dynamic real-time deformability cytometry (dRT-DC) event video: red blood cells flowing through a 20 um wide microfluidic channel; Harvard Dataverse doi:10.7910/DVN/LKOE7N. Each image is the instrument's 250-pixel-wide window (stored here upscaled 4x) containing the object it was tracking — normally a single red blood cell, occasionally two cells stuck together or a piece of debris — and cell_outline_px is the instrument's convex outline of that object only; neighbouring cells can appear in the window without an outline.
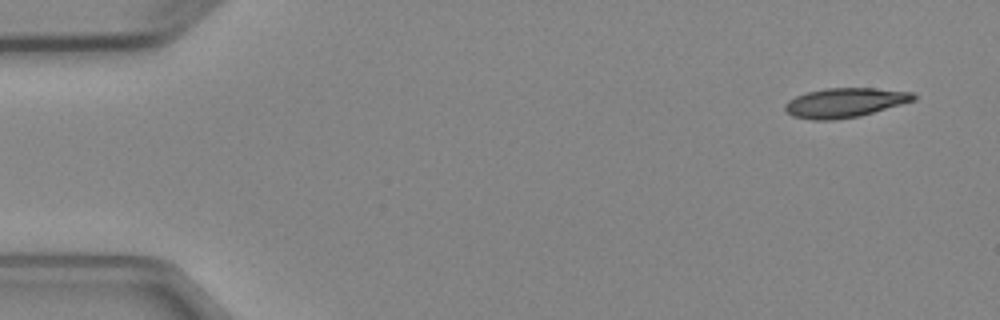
{"species": "Egyptian fruit bat (a non-hibernating species)", "species_latin": "Rousettus aegyptiacus", "temperature_condition": "cold", "stored_images_in_passage": 6, "camera_frame_rate_fps": 3000, "um_per_image_px": 0.085, "animal": {"sex": "female"}, "frame": {"image": 1, "passage_image": 1, "time_ms": 0.0, "image_size_px": [1000, 320], "cell_outline_px": [[916, 100], [860, 116], [832, 120], [812, 120], [792, 116], [784, 112], [784, 104], [788, 100], [796, 96], [808, 92], [824, 88], [872, 88], [912, 92], [916, 96]], "centroid_in_image_um": [71.77, 8.73], "position_along_channel_um": 13.2, "area_um2": 22.14}}
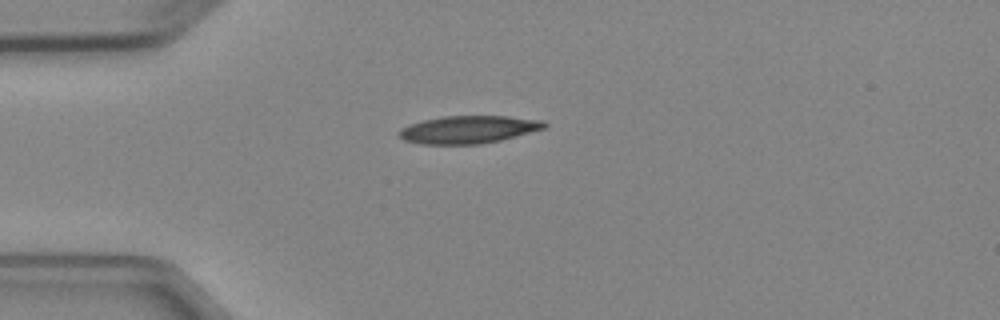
{"frame": {"image": 2, "passage_image": 4, "time_ms": 3.333, "image_size_px": [1000, 320], "cell_outline_px": [[548, 128], [500, 140], [480, 144], [420, 144], [404, 140], [396, 132], [400, 128], [408, 124], [424, 120], [444, 116], [508, 116], [544, 120], [548, 124]], "centroid_in_image_um": [39.84, 11.0], "position_along_channel_um": 45.2, "area_um2": 23.64}}